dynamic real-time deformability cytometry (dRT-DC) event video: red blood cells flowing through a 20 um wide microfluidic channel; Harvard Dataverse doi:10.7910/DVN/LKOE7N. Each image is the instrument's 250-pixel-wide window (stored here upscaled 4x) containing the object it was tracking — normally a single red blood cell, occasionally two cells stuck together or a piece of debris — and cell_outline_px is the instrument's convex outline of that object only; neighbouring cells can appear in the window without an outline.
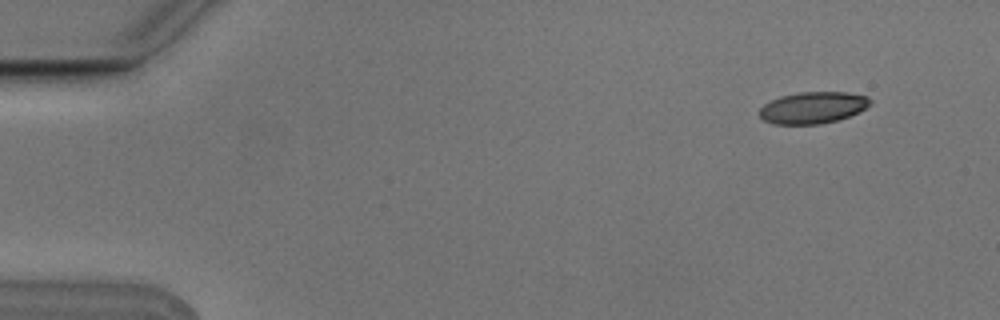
{"species": "Egyptian fruit bat (a non-hibernating species)", "species_latin": "Rousettus aegyptiacus", "temperature_condition": "cold", "stored_images_in_passage": 6, "camera_frame_rate_fps": 3000, "um_per_image_px": 0.085, "animal": {"sex": "male"}, "frame": {"image": 1, "passage_image": 2, "time_ms": 0.333, "image_size_px": [1000, 320], "cell_outline_px": [[872, 104], [860, 112], [836, 120], [820, 124], [772, 124], [764, 120], [760, 116], [760, 108], [764, 104], [780, 96], [800, 92], [848, 92], [868, 96], [872, 100]], "centroid_in_image_um": [69.13, 9.14], "position_along_channel_um": 15.9, "area_um2": 20.52}}
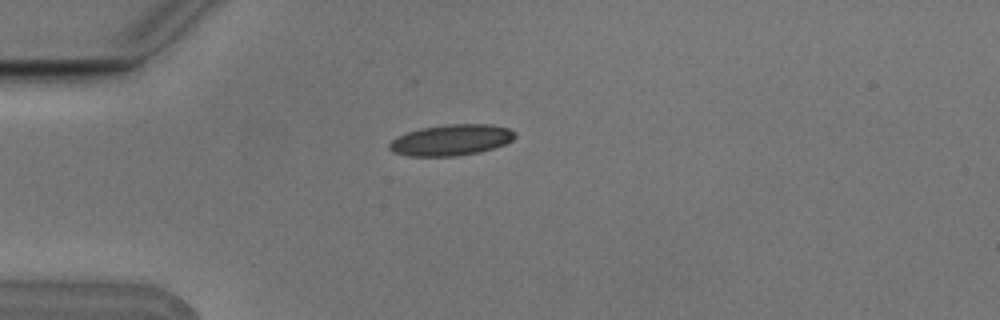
{"frame": {"image": 2, "passage_image": 5, "time_ms": 1.333, "image_size_px": [1000, 320], "cell_outline_px": [[516, 136], [512, 140], [504, 144], [480, 152], [456, 156], [408, 156], [392, 152], [388, 148], [388, 144], [396, 136], [420, 128], [448, 124], [488, 124], [508, 128], [516, 132]], "centroid_in_image_um": [38.32, 11.9], "position_along_channel_um": 46.7, "area_um2": 22.77}}
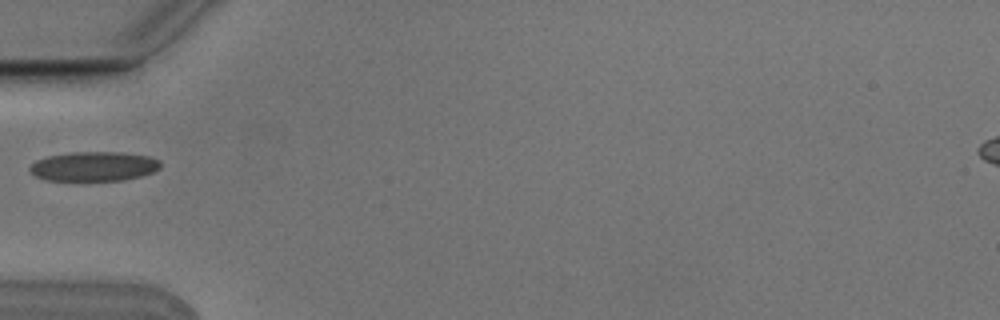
{"frame": {"image": 3, "passage_image": 6, "time_ms": 1.667, "image_size_px": [1000, 320], "cell_outline_px": [[160, 168], [152, 172], [140, 176], [124, 180], [48, 180], [36, 176], [28, 168], [36, 160], [48, 156], [72, 152], [120, 152], [148, 156], [160, 160]], "centroid_in_image_um": [7.99, 14.13], "position_along_channel_um": 77.0, "area_um2": 22.25}}